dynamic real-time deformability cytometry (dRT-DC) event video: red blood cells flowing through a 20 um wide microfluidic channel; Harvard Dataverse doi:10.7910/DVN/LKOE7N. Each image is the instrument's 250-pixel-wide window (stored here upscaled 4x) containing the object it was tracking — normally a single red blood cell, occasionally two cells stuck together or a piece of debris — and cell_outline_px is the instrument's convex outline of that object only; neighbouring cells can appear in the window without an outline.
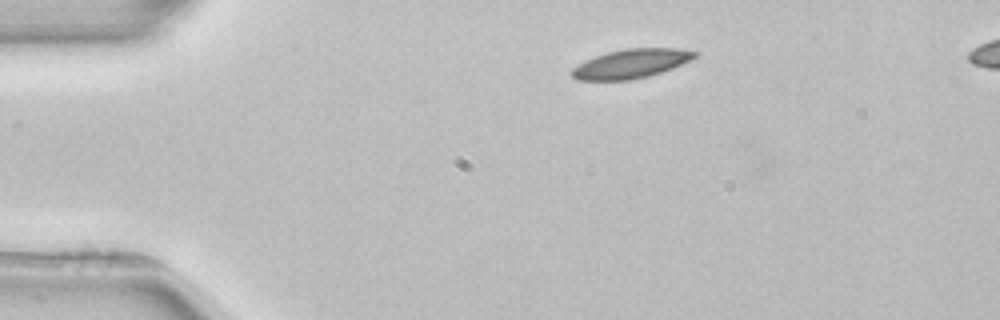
{"species": "common noctule bat (a hibernating species)", "species_latin": "Nyctalus noctula", "temperature_condition": "room temperature", "stored_images_in_passage": 3, "segment_of_instrument_passage": [1, 2], "camera_frame_rate_fps": 3000, "um_per_image_px": 0.085, "animal": {"sex": "female", "body_mass_g": 22.7, "forearm_length_mm": 54.2}, "frame": {"image": 1, "passage_image": 2, "time_ms": 1.333, "image_size_px": [1000, 320], "cell_outline_px": [[700, 56], [672, 68], [648, 76], [628, 80], [576, 80], [572, 76], [572, 68], [584, 60], [608, 52], [624, 48], [680, 48], [700, 52]], "centroid_in_image_um": [53.68, 5.4], "position_along_channel_um": 31.3, "area_um2": 20.92}}